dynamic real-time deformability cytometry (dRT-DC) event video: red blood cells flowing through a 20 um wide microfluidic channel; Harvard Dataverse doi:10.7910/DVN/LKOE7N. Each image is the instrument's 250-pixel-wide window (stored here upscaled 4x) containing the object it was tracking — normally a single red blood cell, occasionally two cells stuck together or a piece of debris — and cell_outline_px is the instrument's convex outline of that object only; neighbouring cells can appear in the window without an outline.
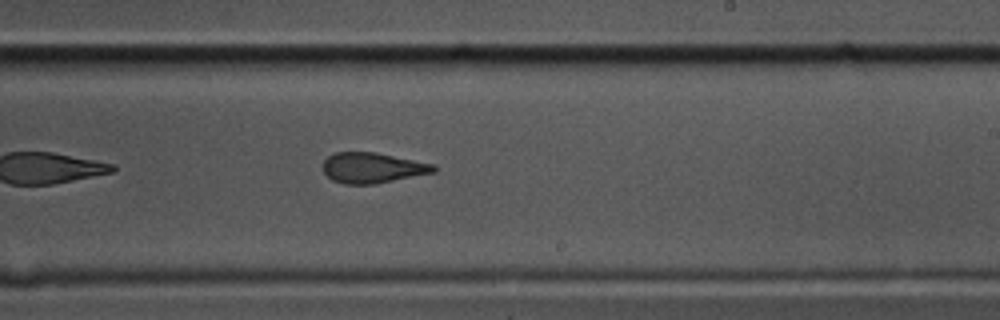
{"species": "common noctule bat (a hibernating species)", "species_latin": "Nyctalus noctula", "temperature_condition": "cold", "stored_images_in_passage": 42, "camera_frame_rate_fps": 3000, "um_per_image_px": 0.085, "animal": {"sex": "male", "body_mass_g": 17.5, "forearm_length_mm": 52.3}, "frame": {"image": 1, "passage_image": 19, "time_ms": 6.0, "image_size_px": [1000, 320], "cell_outline_px": [[436, 172], [372, 184], [344, 184], [332, 180], [324, 172], [324, 160], [328, 156], [336, 152], [376, 152], [436, 164]], "centroid_in_image_um": [31.68, 14.25], "position_along_channel_um": 257.3, "area_um2": 19.59}}
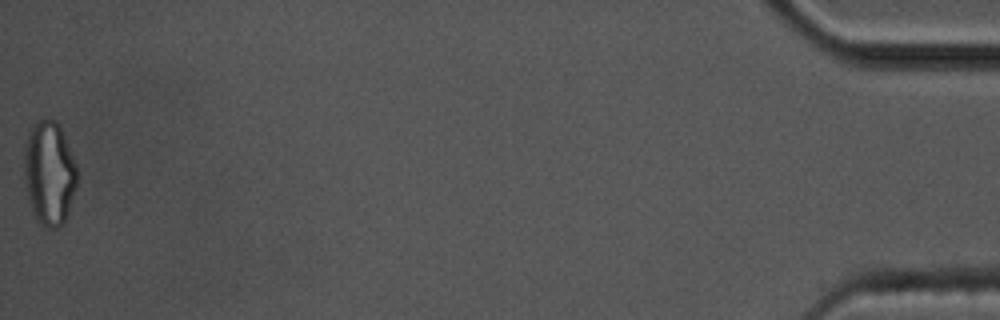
{"frame": {"image": 2, "passage_image": 42, "time_ms": 13.667, "image_size_px": [1000, 320], "cell_outline_px": [[76, 184], [68, 212], [64, 224], [56, 228], [48, 228], [40, 224], [36, 220], [32, 212], [28, 200], [24, 176], [24, 144], [28, 128], [36, 120], [56, 120], [64, 136], [76, 164]], "centroid_in_image_um": [4.14, 14.71], "position_along_channel_um": 431.1, "area_um2": 32.25}, "authors_computed_cell_mechanics": {"area_um2": 20.6346, "velocity_mm_per_s": 3.5553, "shape_relaxation_time_tau1_ms": 4.3559, "shape_relaxation_time_tau2_ms": 1.5014, "deformation_change_tau1": 0.1442, "deformation_change_tau2": 0.1006}}